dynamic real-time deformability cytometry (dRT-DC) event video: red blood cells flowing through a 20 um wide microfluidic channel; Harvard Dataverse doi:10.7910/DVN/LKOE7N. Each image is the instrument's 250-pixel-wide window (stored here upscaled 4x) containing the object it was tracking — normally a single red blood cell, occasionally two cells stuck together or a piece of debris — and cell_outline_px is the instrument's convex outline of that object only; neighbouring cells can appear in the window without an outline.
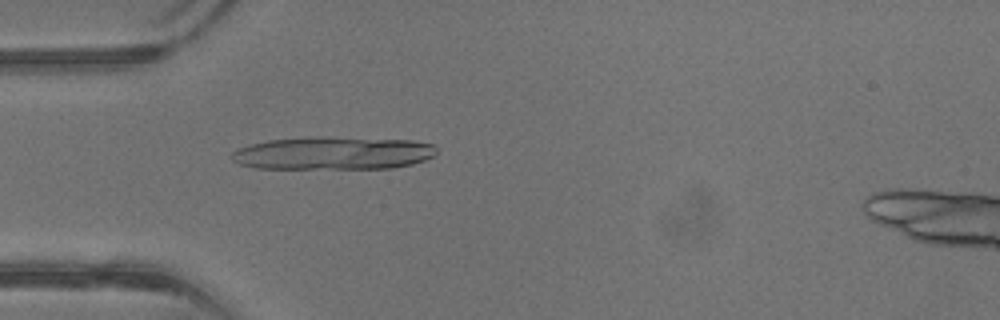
{"species": "common noctule bat (a hibernating species)", "species_latin": "Nyctalus noctula", "temperature_condition": "warm", "stored_images_in_passage": 29, "camera_frame_rate_fps": 3000, "um_per_image_px": 0.085, "animal": {"sex": "male", "body_mass_g": 13.3}, "frame": {"image": 1, "passage_image": 1, "time_ms": 0.0, "image_size_px": [1000, 320], "cell_outline_px": [[436, 152], [432, 156], [424, 160], [412, 164], [392, 168], [256, 168], [240, 164], [232, 160], [232, 152], [248, 144], [268, 140], [316, 136], [328, 136], [412, 140], [432, 144], [436, 148]], "centroid_in_image_um": [28.31, 13.0], "position_along_channel_um": 56.7, "area_um2": 39.48}}